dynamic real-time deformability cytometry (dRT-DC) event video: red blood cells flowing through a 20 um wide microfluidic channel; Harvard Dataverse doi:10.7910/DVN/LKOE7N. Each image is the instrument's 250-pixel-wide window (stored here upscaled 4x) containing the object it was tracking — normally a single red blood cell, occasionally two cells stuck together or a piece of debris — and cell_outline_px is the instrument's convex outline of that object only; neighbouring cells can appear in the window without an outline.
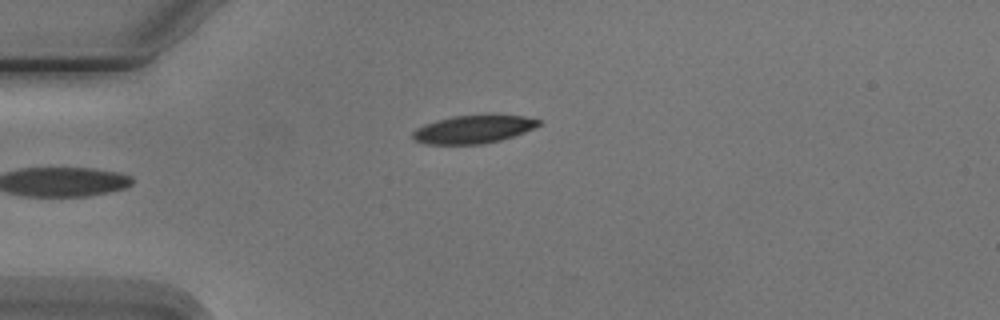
{"species": "Egyptian fruit bat (a non-hibernating species)", "species_latin": "Rousettus aegyptiacus", "temperature_condition": "cold", "stored_images_in_passage": 6, "camera_frame_rate_fps": 3000, "um_per_image_px": 0.085, "animal": {"sex": "male"}, "frame": {"image": 1, "passage_image": 6, "time_ms": 6.0, "image_size_px": [1000, 320], "cell_outline_px": [[540, 124], [524, 132], [500, 140], [480, 144], [428, 144], [412, 140], [412, 132], [416, 128], [424, 124], [436, 120], [452, 116], [524, 116], [540, 120]], "centroid_in_image_um": [40.15, 11.0], "position_along_channel_um": 44.8, "area_um2": 20.17}}